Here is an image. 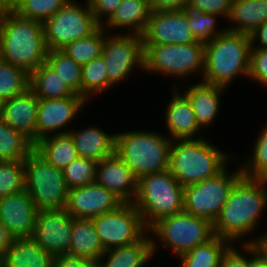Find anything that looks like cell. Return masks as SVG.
Instances as JSON below:
<instances>
[{
  "instance_id": "25",
  "label": "cell",
  "mask_w": 267,
  "mask_h": 267,
  "mask_svg": "<svg viewBox=\"0 0 267 267\" xmlns=\"http://www.w3.org/2000/svg\"><path fill=\"white\" fill-rule=\"evenodd\" d=\"M224 87L204 83L194 84L185 92L190 101L200 128L211 125L220 107V96Z\"/></svg>"
},
{
  "instance_id": "44",
  "label": "cell",
  "mask_w": 267,
  "mask_h": 267,
  "mask_svg": "<svg viewBox=\"0 0 267 267\" xmlns=\"http://www.w3.org/2000/svg\"><path fill=\"white\" fill-rule=\"evenodd\" d=\"M123 0H88L96 21L102 26V19L108 20Z\"/></svg>"
},
{
  "instance_id": "28",
  "label": "cell",
  "mask_w": 267,
  "mask_h": 267,
  "mask_svg": "<svg viewBox=\"0 0 267 267\" xmlns=\"http://www.w3.org/2000/svg\"><path fill=\"white\" fill-rule=\"evenodd\" d=\"M104 252L92 219H75L71 232L70 251L67 254L99 260Z\"/></svg>"
},
{
  "instance_id": "37",
  "label": "cell",
  "mask_w": 267,
  "mask_h": 267,
  "mask_svg": "<svg viewBox=\"0 0 267 267\" xmlns=\"http://www.w3.org/2000/svg\"><path fill=\"white\" fill-rule=\"evenodd\" d=\"M68 0H17L13 11L23 18L44 23Z\"/></svg>"
},
{
  "instance_id": "32",
  "label": "cell",
  "mask_w": 267,
  "mask_h": 267,
  "mask_svg": "<svg viewBox=\"0 0 267 267\" xmlns=\"http://www.w3.org/2000/svg\"><path fill=\"white\" fill-rule=\"evenodd\" d=\"M33 149L29 138L0 119V161H24Z\"/></svg>"
},
{
  "instance_id": "55",
  "label": "cell",
  "mask_w": 267,
  "mask_h": 267,
  "mask_svg": "<svg viewBox=\"0 0 267 267\" xmlns=\"http://www.w3.org/2000/svg\"><path fill=\"white\" fill-rule=\"evenodd\" d=\"M0 267H3V265H2V255H0Z\"/></svg>"
},
{
  "instance_id": "31",
  "label": "cell",
  "mask_w": 267,
  "mask_h": 267,
  "mask_svg": "<svg viewBox=\"0 0 267 267\" xmlns=\"http://www.w3.org/2000/svg\"><path fill=\"white\" fill-rule=\"evenodd\" d=\"M232 245L228 240L213 236L206 243L179 256L183 267H220L221 257Z\"/></svg>"
},
{
  "instance_id": "9",
  "label": "cell",
  "mask_w": 267,
  "mask_h": 267,
  "mask_svg": "<svg viewBox=\"0 0 267 267\" xmlns=\"http://www.w3.org/2000/svg\"><path fill=\"white\" fill-rule=\"evenodd\" d=\"M148 230L162 240L166 248L181 256L206 243L213 234V224L206 218L185 211L156 221Z\"/></svg>"
},
{
  "instance_id": "6",
  "label": "cell",
  "mask_w": 267,
  "mask_h": 267,
  "mask_svg": "<svg viewBox=\"0 0 267 267\" xmlns=\"http://www.w3.org/2000/svg\"><path fill=\"white\" fill-rule=\"evenodd\" d=\"M172 140L156 132L130 131L116 134L115 153L137 179L168 170Z\"/></svg>"
},
{
  "instance_id": "3",
  "label": "cell",
  "mask_w": 267,
  "mask_h": 267,
  "mask_svg": "<svg viewBox=\"0 0 267 267\" xmlns=\"http://www.w3.org/2000/svg\"><path fill=\"white\" fill-rule=\"evenodd\" d=\"M251 47L250 35L228 30L206 43L202 82L226 88L240 74L249 77Z\"/></svg>"
},
{
  "instance_id": "43",
  "label": "cell",
  "mask_w": 267,
  "mask_h": 267,
  "mask_svg": "<svg viewBox=\"0 0 267 267\" xmlns=\"http://www.w3.org/2000/svg\"><path fill=\"white\" fill-rule=\"evenodd\" d=\"M267 86V49L252 48L250 52L249 79Z\"/></svg>"
},
{
  "instance_id": "50",
  "label": "cell",
  "mask_w": 267,
  "mask_h": 267,
  "mask_svg": "<svg viewBox=\"0 0 267 267\" xmlns=\"http://www.w3.org/2000/svg\"><path fill=\"white\" fill-rule=\"evenodd\" d=\"M16 237L0 221V255H4L13 244Z\"/></svg>"
},
{
  "instance_id": "21",
  "label": "cell",
  "mask_w": 267,
  "mask_h": 267,
  "mask_svg": "<svg viewBox=\"0 0 267 267\" xmlns=\"http://www.w3.org/2000/svg\"><path fill=\"white\" fill-rule=\"evenodd\" d=\"M174 87L173 98L166 107L165 123L168 127L171 140L196 139L195 133H199L198 125L192 105L185 94L177 92Z\"/></svg>"
},
{
  "instance_id": "49",
  "label": "cell",
  "mask_w": 267,
  "mask_h": 267,
  "mask_svg": "<svg viewBox=\"0 0 267 267\" xmlns=\"http://www.w3.org/2000/svg\"><path fill=\"white\" fill-rule=\"evenodd\" d=\"M252 48H264L267 49V21L254 30L251 34ZM257 39L260 42V45H255Z\"/></svg>"
},
{
  "instance_id": "10",
  "label": "cell",
  "mask_w": 267,
  "mask_h": 267,
  "mask_svg": "<svg viewBox=\"0 0 267 267\" xmlns=\"http://www.w3.org/2000/svg\"><path fill=\"white\" fill-rule=\"evenodd\" d=\"M86 1V7L83 8L74 0H68L43 23L49 50H61L70 42L89 36L101 26Z\"/></svg>"
},
{
  "instance_id": "26",
  "label": "cell",
  "mask_w": 267,
  "mask_h": 267,
  "mask_svg": "<svg viewBox=\"0 0 267 267\" xmlns=\"http://www.w3.org/2000/svg\"><path fill=\"white\" fill-rule=\"evenodd\" d=\"M228 31L250 35L267 21V0H232Z\"/></svg>"
},
{
  "instance_id": "51",
  "label": "cell",
  "mask_w": 267,
  "mask_h": 267,
  "mask_svg": "<svg viewBox=\"0 0 267 267\" xmlns=\"http://www.w3.org/2000/svg\"><path fill=\"white\" fill-rule=\"evenodd\" d=\"M13 11V4L10 0H0V20Z\"/></svg>"
},
{
  "instance_id": "15",
  "label": "cell",
  "mask_w": 267,
  "mask_h": 267,
  "mask_svg": "<svg viewBox=\"0 0 267 267\" xmlns=\"http://www.w3.org/2000/svg\"><path fill=\"white\" fill-rule=\"evenodd\" d=\"M141 36L143 44H188L197 42L188 26L187 9L152 11Z\"/></svg>"
},
{
  "instance_id": "46",
  "label": "cell",
  "mask_w": 267,
  "mask_h": 267,
  "mask_svg": "<svg viewBox=\"0 0 267 267\" xmlns=\"http://www.w3.org/2000/svg\"><path fill=\"white\" fill-rule=\"evenodd\" d=\"M248 258L241 255V253L231 245L223 253L221 257L220 267H247Z\"/></svg>"
},
{
  "instance_id": "29",
  "label": "cell",
  "mask_w": 267,
  "mask_h": 267,
  "mask_svg": "<svg viewBox=\"0 0 267 267\" xmlns=\"http://www.w3.org/2000/svg\"><path fill=\"white\" fill-rule=\"evenodd\" d=\"M34 149L50 164L61 170L78 157L73 139L68 131H61L42 138L34 144Z\"/></svg>"
},
{
  "instance_id": "34",
  "label": "cell",
  "mask_w": 267,
  "mask_h": 267,
  "mask_svg": "<svg viewBox=\"0 0 267 267\" xmlns=\"http://www.w3.org/2000/svg\"><path fill=\"white\" fill-rule=\"evenodd\" d=\"M45 62L75 94L82 96V66L62 50H49Z\"/></svg>"
},
{
  "instance_id": "7",
  "label": "cell",
  "mask_w": 267,
  "mask_h": 267,
  "mask_svg": "<svg viewBox=\"0 0 267 267\" xmlns=\"http://www.w3.org/2000/svg\"><path fill=\"white\" fill-rule=\"evenodd\" d=\"M25 190L38 211L66 207L69 188L63 172L50 164L35 149L24 160Z\"/></svg>"
},
{
  "instance_id": "33",
  "label": "cell",
  "mask_w": 267,
  "mask_h": 267,
  "mask_svg": "<svg viewBox=\"0 0 267 267\" xmlns=\"http://www.w3.org/2000/svg\"><path fill=\"white\" fill-rule=\"evenodd\" d=\"M108 27L100 26L95 32L85 38L70 42L61 50L80 66L102 55L106 32ZM106 34V35H105Z\"/></svg>"
},
{
  "instance_id": "54",
  "label": "cell",
  "mask_w": 267,
  "mask_h": 267,
  "mask_svg": "<svg viewBox=\"0 0 267 267\" xmlns=\"http://www.w3.org/2000/svg\"><path fill=\"white\" fill-rule=\"evenodd\" d=\"M3 102L4 101L2 99H0V119L2 117Z\"/></svg>"
},
{
  "instance_id": "56",
  "label": "cell",
  "mask_w": 267,
  "mask_h": 267,
  "mask_svg": "<svg viewBox=\"0 0 267 267\" xmlns=\"http://www.w3.org/2000/svg\"><path fill=\"white\" fill-rule=\"evenodd\" d=\"M12 2V4H14L17 0H10Z\"/></svg>"
},
{
  "instance_id": "17",
  "label": "cell",
  "mask_w": 267,
  "mask_h": 267,
  "mask_svg": "<svg viewBox=\"0 0 267 267\" xmlns=\"http://www.w3.org/2000/svg\"><path fill=\"white\" fill-rule=\"evenodd\" d=\"M86 100L80 95L66 98H38L36 142L48 137L49 132H58L78 115Z\"/></svg>"
},
{
  "instance_id": "52",
  "label": "cell",
  "mask_w": 267,
  "mask_h": 267,
  "mask_svg": "<svg viewBox=\"0 0 267 267\" xmlns=\"http://www.w3.org/2000/svg\"><path fill=\"white\" fill-rule=\"evenodd\" d=\"M244 244H256L257 246H267V232L262 237H259L257 240H249L248 242L244 241Z\"/></svg>"
},
{
  "instance_id": "36",
  "label": "cell",
  "mask_w": 267,
  "mask_h": 267,
  "mask_svg": "<svg viewBox=\"0 0 267 267\" xmlns=\"http://www.w3.org/2000/svg\"><path fill=\"white\" fill-rule=\"evenodd\" d=\"M30 74L0 58V99H11L29 88Z\"/></svg>"
},
{
  "instance_id": "38",
  "label": "cell",
  "mask_w": 267,
  "mask_h": 267,
  "mask_svg": "<svg viewBox=\"0 0 267 267\" xmlns=\"http://www.w3.org/2000/svg\"><path fill=\"white\" fill-rule=\"evenodd\" d=\"M25 189L24 161H0V198Z\"/></svg>"
},
{
  "instance_id": "5",
  "label": "cell",
  "mask_w": 267,
  "mask_h": 267,
  "mask_svg": "<svg viewBox=\"0 0 267 267\" xmlns=\"http://www.w3.org/2000/svg\"><path fill=\"white\" fill-rule=\"evenodd\" d=\"M183 198L184 187L164 170L138 179L133 205L149 229L159 219L184 211Z\"/></svg>"
},
{
  "instance_id": "18",
  "label": "cell",
  "mask_w": 267,
  "mask_h": 267,
  "mask_svg": "<svg viewBox=\"0 0 267 267\" xmlns=\"http://www.w3.org/2000/svg\"><path fill=\"white\" fill-rule=\"evenodd\" d=\"M95 182L110 190L123 203H133L137 194L138 179L116 153L97 163Z\"/></svg>"
},
{
  "instance_id": "1",
  "label": "cell",
  "mask_w": 267,
  "mask_h": 267,
  "mask_svg": "<svg viewBox=\"0 0 267 267\" xmlns=\"http://www.w3.org/2000/svg\"><path fill=\"white\" fill-rule=\"evenodd\" d=\"M266 184L267 180L242 176L214 221L213 234L232 242L252 233L259 223V215L267 207Z\"/></svg>"
},
{
  "instance_id": "53",
  "label": "cell",
  "mask_w": 267,
  "mask_h": 267,
  "mask_svg": "<svg viewBox=\"0 0 267 267\" xmlns=\"http://www.w3.org/2000/svg\"><path fill=\"white\" fill-rule=\"evenodd\" d=\"M258 248L265 254L267 257V246H258Z\"/></svg>"
},
{
  "instance_id": "19",
  "label": "cell",
  "mask_w": 267,
  "mask_h": 267,
  "mask_svg": "<svg viewBox=\"0 0 267 267\" xmlns=\"http://www.w3.org/2000/svg\"><path fill=\"white\" fill-rule=\"evenodd\" d=\"M37 211L25 189L0 198V221L16 238L32 236Z\"/></svg>"
},
{
  "instance_id": "39",
  "label": "cell",
  "mask_w": 267,
  "mask_h": 267,
  "mask_svg": "<svg viewBox=\"0 0 267 267\" xmlns=\"http://www.w3.org/2000/svg\"><path fill=\"white\" fill-rule=\"evenodd\" d=\"M98 162L82 157L71 161L62 172L68 188L81 187L96 181V166Z\"/></svg>"
},
{
  "instance_id": "13",
  "label": "cell",
  "mask_w": 267,
  "mask_h": 267,
  "mask_svg": "<svg viewBox=\"0 0 267 267\" xmlns=\"http://www.w3.org/2000/svg\"><path fill=\"white\" fill-rule=\"evenodd\" d=\"M127 34L107 35L104 42L102 57L105 61L108 81L113 86L129 78V73L136 65L140 67L139 69H143L142 36Z\"/></svg>"
},
{
  "instance_id": "20",
  "label": "cell",
  "mask_w": 267,
  "mask_h": 267,
  "mask_svg": "<svg viewBox=\"0 0 267 267\" xmlns=\"http://www.w3.org/2000/svg\"><path fill=\"white\" fill-rule=\"evenodd\" d=\"M37 112L38 97L29 87L24 92L3 102L1 119L35 144Z\"/></svg>"
},
{
  "instance_id": "11",
  "label": "cell",
  "mask_w": 267,
  "mask_h": 267,
  "mask_svg": "<svg viewBox=\"0 0 267 267\" xmlns=\"http://www.w3.org/2000/svg\"><path fill=\"white\" fill-rule=\"evenodd\" d=\"M226 169L214 177L184 186L185 212L214 223L235 183L243 176L241 168L230 174Z\"/></svg>"
},
{
  "instance_id": "30",
  "label": "cell",
  "mask_w": 267,
  "mask_h": 267,
  "mask_svg": "<svg viewBox=\"0 0 267 267\" xmlns=\"http://www.w3.org/2000/svg\"><path fill=\"white\" fill-rule=\"evenodd\" d=\"M29 87L38 98H66L75 94L45 62L30 74Z\"/></svg>"
},
{
  "instance_id": "27",
  "label": "cell",
  "mask_w": 267,
  "mask_h": 267,
  "mask_svg": "<svg viewBox=\"0 0 267 267\" xmlns=\"http://www.w3.org/2000/svg\"><path fill=\"white\" fill-rule=\"evenodd\" d=\"M150 14L148 0H123L102 26L117 29L127 27L132 34L142 35Z\"/></svg>"
},
{
  "instance_id": "8",
  "label": "cell",
  "mask_w": 267,
  "mask_h": 267,
  "mask_svg": "<svg viewBox=\"0 0 267 267\" xmlns=\"http://www.w3.org/2000/svg\"><path fill=\"white\" fill-rule=\"evenodd\" d=\"M204 48L205 44L201 42L143 44V69L181 78L197 71H204Z\"/></svg>"
},
{
  "instance_id": "4",
  "label": "cell",
  "mask_w": 267,
  "mask_h": 267,
  "mask_svg": "<svg viewBox=\"0 0 267 267\" xmlns=\"http://www.w3.org/2000/svg\"><path fill=\"white\" fill-rule=\"evenodd\" d=\"M203 137L173 140L168 170L184 187L218 175L226 166L228 155Z\"/></svg>"
},
{
  "instance_id": "23",
  "label": "cell",
  "mask_w": 267,
  "mask_h": 267,
  "mask_svg": "<svg viewBox=\"0 0 267 267\" xmlns=\"http://www.w3.org/2000/svg\"><path fill=\"white\" fill-rule=\"evenodd\" d=\"M146 235L137 242L106 250L99 259L100 267H143L155 253L154 238ZM107 257V262L102 261Z\"/></svg>"
},
{
  "instance_id": "2",
  "label": "cell",
  "mask_w": 267,
  "mask_h": 267,
  "mask_svg": "<svg viewBox=\"0 0 267 267\" xmlns=\"http://www.w3.org/2000/svg\"><path fill=\"white\" fill-rule=\"evenodd\" d=\"M48 47L43 23L19 16L15 11L0 20V58L31 74L45 63Z\"/></svg>"
},
{
  "instance_id": "12",
  "label": "cell",
  "mask_w": 267,
  "mask_h": 267,
  "mask_svg": "<svg viewBox=\"0 0 267 267\" xmlns=\"http://www.w3.org/2000/svg\"><path fill=\"white\" fill-rule=\"evenodd\" d=\"M91 219L105 251L140 241L149 231L133 203Z\"/></svg>"
},
{
  "instance_id": "47",
  "label": "cell",
  "mask_w": 267,
  "mask_h": 267,
  "mask_svg": "<svg viewBox=\"0 0 267 267\" xmlns=\"http://www.w3.org/2000/svg\"><path fill=\"white\" fill-rule=\"evenodd\" d=\"M189 0H148L149 8L152 11H173L185 10Z\"/></svg>"
},
{
  "instance_id": "42",
  "label": "cell",
  "mask_w": 267,
  "mask_h": 267,
  "mask_svg": "<svg viewBox=\"0 0 267 267\" xmlns=\"http://www.w3.org/2000/svg\"><path fill=\"white\" fill-rule=\"evenodd\" d=\"M232 0H189L187 9L229 18Z\"/></svg>"
},
{
  "instance_id": "16",
  "label": "cell",
  "mask_w": 267,
  "mask_h": 267,
  "mask_svg": "<svg viewBox=\"0 0 267 267\" xmlns=\"http://www.w3.org/2000/svg\"><path fill=\"white\" fill-rule=\"evenodd\" d=\"M123 202L95 183L69 189L66 211L75 219H91L116 210Z\"/></svg>"
},
{
  "instance_id": "45",
  "label": "cell",
  "mask_w": 267,
  "mask_h": 267,
  "mask_svg": "<svg viewBox=\"0 0 267 267\" xmlns=\"http://www.w3.org/2000/svg\"><path fill=\"white\" fill-rule=\"evenodd\" d=\"M53 267H100V263L97 259H86L63 254L54 256Z\"/></svg>"
},
{
  "instance_id": "14",
  "label": "cell",
  "mask_w": 267,
  "mask_h": 267,
  "mask_svg": "<svg viewBox=\"0 0 267 267\" xmlns=\"http://www.w3.org/2000/svg\"><path fill=\"white\" fill-rule=\"evenodd\" d=\"M74 220L65 208L37 211L31 238L53 256L67 254Z\"/></svg>"
},
{
  "instance_id": "35",
  "label": "cell",
  "mask_w": 267,
  "mask_h": 267,
  "mask_svg": "<svg viewBox=\"0 0 267 267\" xmlns=\"http://www.w3.org/2000/svg\"><path fill=\"white\" fill-rule=\"evenodd\" d=\"M113 87L108 81L105 61L101 56L96 57L82 66V97L87 101L90 95L104 92Z\"/></svg>"
},
{
  "instance_id": "40",
  "label": "cell",
  "mask_w": 267,
  "mask_h": 267,
  "mask_svg": "<svg viewBox=\"0 0 267 267\" xmlns=\"http://www.w3.org/2000/svg\"><path fill=\"white\" fill-rule=\"evenodd\" d=\"M219 15L190 11L187 9L188 26L197 42L208 43L227 29L216 30V17Z\"/></svg>"
},
{
  "instance_id": "48",
  "label": "cell",
  "mask_w": 267,
  "mask_h": 267,
  "mask_svg": "<svg viewBox=\"0 0 267 267\" xmlns=\"http://www.w3.org/2000/svg\"><path fill=\"white\" fill-rule=\"evenodd\" d=\"M241 244L247 253H251L247 267H267V257L256 244Z\"/></svg>"
},
{
  "instance_id": "24",
  "label": "cell",
  "mask_w": 267,
  "mask_h": 267,
  "mask_svg": "<svg viewBox=\"0 0 267 267\" xmlns=\"http://www.w3.org/2000/svg\"><path fill=\"white\" fill-rule=\"evenodd\" d=\"M54 256L31 237L15 238L2 256L3 267H53Z\"/></svg>"
},
{
  "instance_id": "41",
  "label": "cell",
  "mask_w": 267,
  "mask_h": 267,
  "mask_svg": "<svg viewBox=\"0 0 267 267\" xmlns=\"http://www.w3.org/2000/svg\"><path fill=\"white\" fill-rule=\"evenodd\" d=\"M255 143L252 159L242 166V174L252 179L267 180V125L262 129Z\"/></svg>"
},
{
  "instance_id": "22",
  "label": "cell",
  "mask_w": 267,
  "mask_h": 267,
  "mask_svg": "<svg viewBox=\"0 0 267 267\" xmlns=\"http://www.w3.org/2000/svg\"><path fill=\"white\" fill-rule=\"evenodd\" d=\"M78 157L99 162L115 154L116 134H107L93 126L81 131H68Z\"/></svg>"
}]
</instances>
